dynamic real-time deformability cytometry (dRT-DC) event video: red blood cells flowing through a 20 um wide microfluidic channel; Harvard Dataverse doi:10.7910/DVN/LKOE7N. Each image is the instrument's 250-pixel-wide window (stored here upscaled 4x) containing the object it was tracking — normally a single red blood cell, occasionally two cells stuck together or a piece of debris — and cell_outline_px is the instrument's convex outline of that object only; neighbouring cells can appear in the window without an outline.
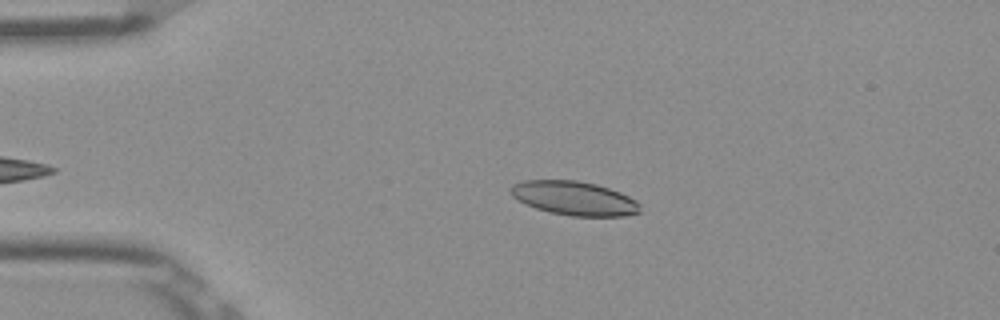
{"species": "Egyptian fruit bat (a non-hibernating species)", "species_latin": "Rousettus aegyptiacus", "temperature_condition": "room temperature", "stored_images_in_passage": 41, "camera_frame_rate_fps": 3000, "um_per_image_px": 0.085, "frame": {"image": 1, "passage_image": 6, "time_ms": 1.667, "image_size_px": [1000, 320], "cell_outline_px": [[640, 212], [624, 216], [572, 216], [548, 212], [536, 208], [512, 196], [508, 188], [512, 184], [524, 180], [576, 180], [596, 184], [620, 192], [636, 200], [640, 204]], "centroid_in_image_um": [48.8, 16.85], "position_along_channel_um": 36.2, "area_um2": 25.61}}
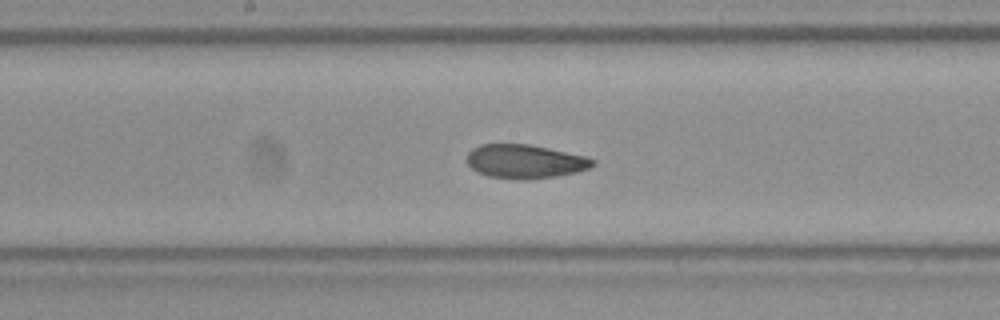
{"frame": {"image": 2, "passage_image": 22, "time_ms": 7.0, "image_size_px": [1000, 320], "cell_outline_px": [[596, 164], [588, 168], [576, 172], [556, 176], [528, 180], [524, 180], [488, 176], [476, 172], [464, 160], [468, 152], [472, 148], [480, 144], [528, 144], [588, 156], [596, 160]], "centroid_in_image_um": [44.61, 13.72], "position_along_channel_um": 203.6, "area_um2": 25.09}}
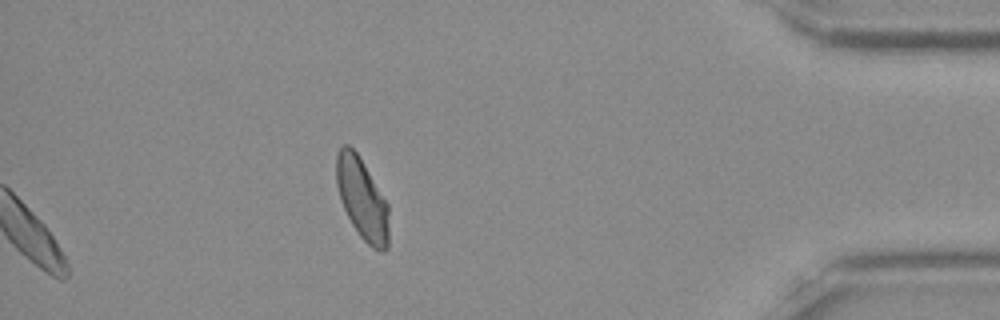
{"frame": {"image": 3, "passage_image": 41, "time_ms": 13.333, "image_size_px": [1000, 320], "cell_outline_px": [[388, 248], [384, 252], [380, 252], [372, 248], [360, 236], [352, 224], [340, 200], [336, 184], [336, 156], [340, 148], [344, 144], [348, 144], [356, 152], [388, 204]], "centroid_in_image_um": [30.77, 16.93], "position_along_channel_um": 404.4, "area_um2": 24.68}, "authors_computed_cell_mechanics": {"area_um2": 24.854, "velocity_mm_per_s": 3.8804, "shape_relaxation_time_tau1_ms": 9.8159, "shape_relaxation_time_tau2_ms": 2.1432, "deformation_change_tau1": 0.2027, "deformation_change_tau2": 0.0772}}